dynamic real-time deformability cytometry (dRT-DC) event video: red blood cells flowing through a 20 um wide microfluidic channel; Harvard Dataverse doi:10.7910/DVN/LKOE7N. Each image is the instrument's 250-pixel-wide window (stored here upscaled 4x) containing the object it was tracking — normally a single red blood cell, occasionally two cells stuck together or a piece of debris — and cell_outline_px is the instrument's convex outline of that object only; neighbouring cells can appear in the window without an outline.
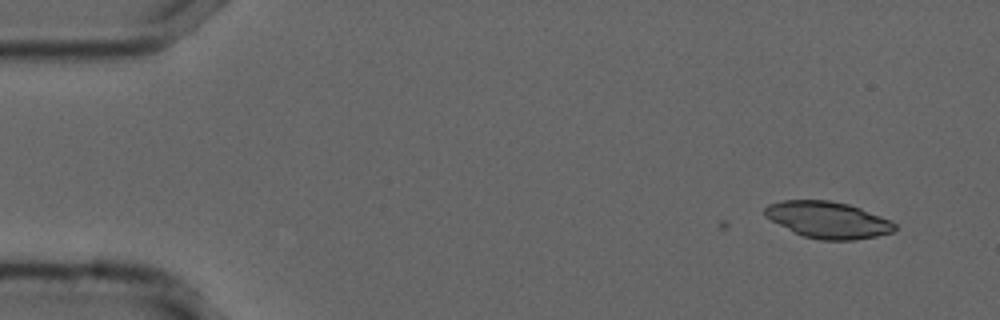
{"species": "common noctule bat (a hibernating species)", "species_latin": "Nyctalus noctula", "temperature_condition": "cold", "stored_images_in_passage": 6, "camera_frame_rate_fps": 3000, "um_per_image_px": 0.085, "animal": {"sex": "male", "forearm_length_mm": 52.5}, "frame": {"image": 1, "passage_image": 1, "time_ms": 0.0, "image_size_px": [1000, 320], "cell_outline_px": [[896, 232], [856, 240], [820, 240], [804, 236], [764, 216], [764, 208], [768, 204], [784, 200], [828, 200], [848, 204], [860, 208], [880, 216], [896, 224]], "centroid_in_image_um": [70.4, 18.69], "position_along_channel_um": 14.6, "area_um2": 27.46}}